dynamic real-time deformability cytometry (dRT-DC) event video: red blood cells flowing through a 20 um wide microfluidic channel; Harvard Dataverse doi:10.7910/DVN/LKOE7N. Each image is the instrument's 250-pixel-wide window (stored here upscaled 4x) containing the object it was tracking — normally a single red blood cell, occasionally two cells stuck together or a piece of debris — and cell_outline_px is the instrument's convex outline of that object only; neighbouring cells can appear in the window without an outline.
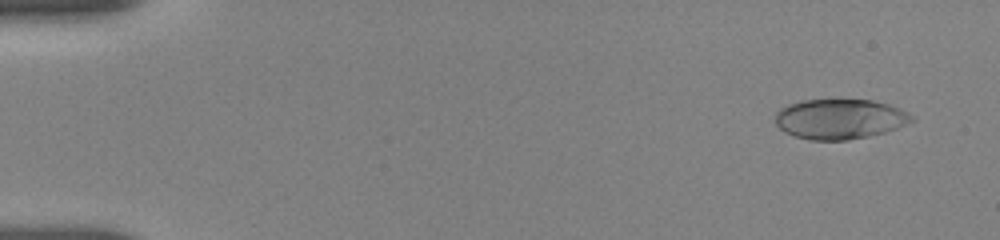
{"species": "human", "species_latin": "Homo sapiens", "temperature_condition": "room temperature", "stored_images_in_passage": 56, "camera_frame_rate_fps": 3000, "um_per_image_px": 0.085, "donor": {"sex": "female"}, "frame": {"image": 1, "passage_image": 4, "time_ms": 1.0, "image_size_px": [1000, 240], "cell_outline_px": [[916, 120], [896, 128], [884, 132], [868, 136], [848, 140], [808, 140], [792, 136], [784, 132], [776, 124], [776, 112], [780, 108], [788, 104], [800, 100], [872, 100], [888, 104], [900, 108], [916, 116]], "centroid_in_image_um": [71.39, 10.12], "position_along_channel_um": 13.6, "area_um2": 32.08}}
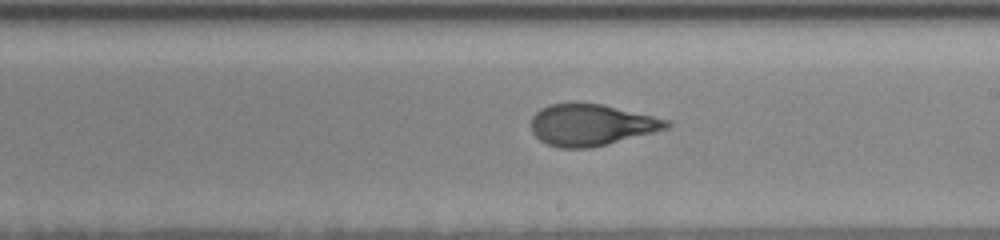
{"frame": {"image": 2, "passage_image": 33, "time_ms": 10.667, "image_size_px": [1000, 240], "cell_outline_px": [[672, 124], [668, 128], [592, 148], [556, 148], [540, 140], [532, 132], [532, 116], [540, 108], [552, 104], [604, 104], [672, 120]], "centroid_in_image_um": [50.29, 10.62], "position_along_channel_um": 238.7, "area_um2": 32.66}}
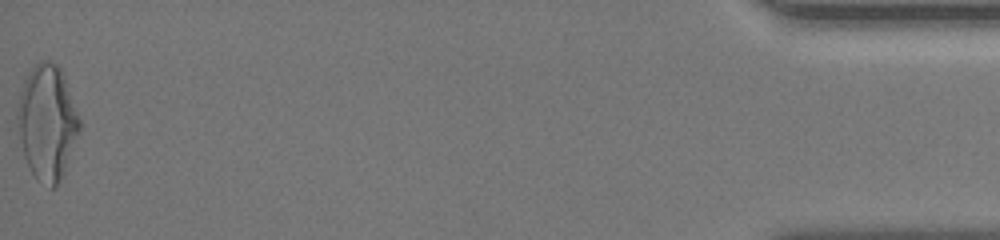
{"frame": {"image": 3, "passage_image": 56, "time_ms": 18.333, "image_size_px": [1000, 240], "cell_outline_px": [[80, 128], [60, 180], [52, 188], [36, 180], [24, 156], [16, 120], [16, 108], [20, 92], [24, 80], [28, 72], [40, 60], [48, 60], [56, 64], [60, 68], [80, 120]], "centroid_in_image_um": [3.97, 10.37], "position_along_channel_um": 431.2, "area_um2": 40.86}, "authors_computed_cell_mechanics": {"area_um2": 32.8015, "velocity_mm_per_s": 3.6554, "shape_relaxation_time_tau1_ms": 6.189, "shape_relaxation_time_tau2_ms": 0.8969, "deformation_change_tau1": 0.2185, "deformation_change_tau2": 0.0846}}